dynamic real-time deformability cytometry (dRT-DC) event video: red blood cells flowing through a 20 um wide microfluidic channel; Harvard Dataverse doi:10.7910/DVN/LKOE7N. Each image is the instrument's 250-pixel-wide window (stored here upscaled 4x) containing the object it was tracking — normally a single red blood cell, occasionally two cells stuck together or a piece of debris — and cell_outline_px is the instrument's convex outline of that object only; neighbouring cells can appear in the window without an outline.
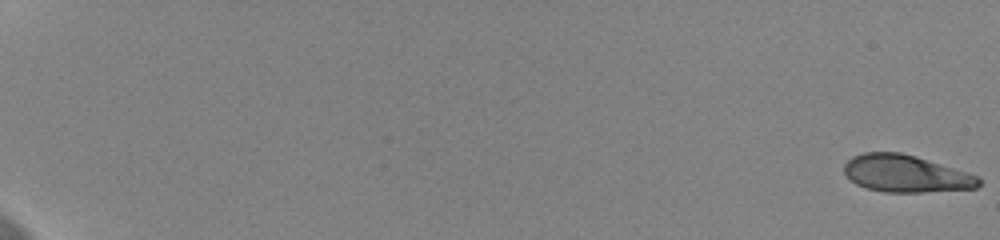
{"species": "human", "species_latin": "Homo sapiens", "temperature_condition": "cold", "stored_images_in_passage": 55, "camera_frame_rate_fps": 3000, "um_per_image_px": 0.085, "donor": {"sex": "female"}, "frame": {"image": 1, "passage_image": 1, "time_ms": 0.0, "image_size_px": [1000, 240], "cell_outline_px": [[984, 180], [976, 188], [920, 192], [884, 192], [868, 188], [856, 184], [844, 172], [844, 164], [852, 156], [864, 152], [900, 152], [916, 156], [968, 172], [980, 176]], "centroid_in_image_um": [77.03, 14.75], "position_along_channel_um": 8.0, "area_um2": 29.19}}
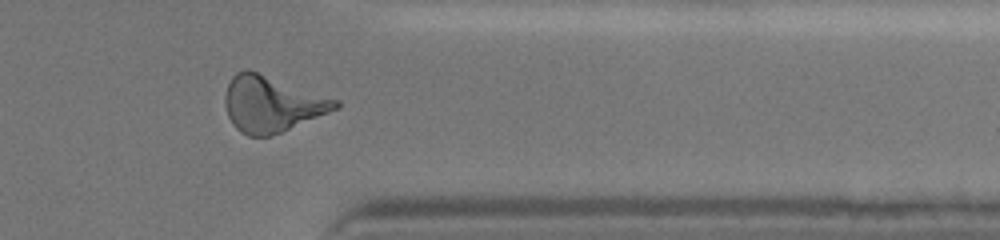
{"frame": {"image": 2, "passage_image": 47, "time_ms": 15.333, "image_size_px": [1000, 240], "cell_outline_px": [[340, 108], [280, 132], [268, 136], [248, 136], [240, 132], [232, 124], [228, 116], [224, 104], [224, 96], [228, 84], [232, 76], [236, 72], [244, 68], [248, 68], [340, 100]], "centroid_in_image_um": [23.09, 8.81], "position_along_channel_um": 388.3, "area_um2": 36.18}}
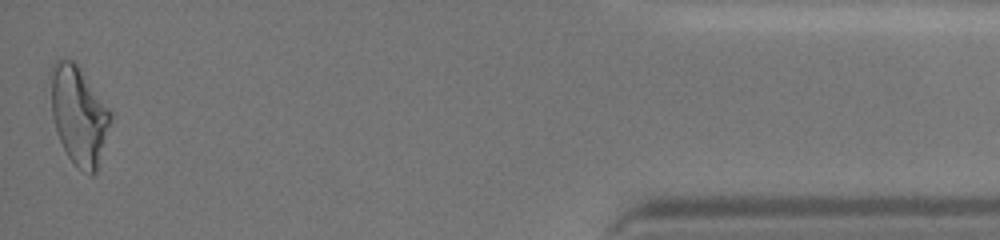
{"frame": {"image": 3, "passage_image": 55, "time_ms": 18.0, "image_size_px": [1000, 240], "cell_outline_px": [[112, 116], [96, 172], [92, 176], [88, 176], [76, 168], [68, 156], [56, 132], [52, 116], [48, 76], [48, 72], [52, 64], [60, 56], [72, 60], [76, 64], [112, 112]], "centroid_in_image_um": [6.64, 9.77], "position_along_channel_um": 428.6, "area_um2": 34.74}, "authors_computed_cell_mechanics": {"area_um2": 32.0212, "velocity_mm_per_s": 3.6567, "shape_relaxation_time_tau1_ms": 4.3116, "shape_relaxation_time_tau2_ms": 1.23, "deformation_change_tau1": 0.1654, "deformation_change_tau2": 0.0887}}